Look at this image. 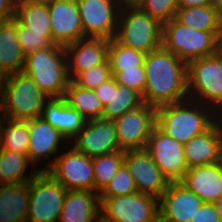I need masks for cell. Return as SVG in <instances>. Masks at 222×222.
Masks as SVG:
<instances>
[{"label": "cell", "mask_w": 222, "mask_h": 222, "mask_svg": "<svg viewBox=\"0 0 222 222\" xmlns=\"http://www.w3.org/2000/svg\"><path fill=\"white\" fill-rule=\"evenodd\" d=\"M30 162L28 155H20L14 151L0 149V183L19 184L30 182L39 172L31 173L25 177L24 172Z\"/></svg>", "instance_id": "30"}, {"label": "cell", "mask_w": 222, "mask_h": 222, "mask_svg": "<svg viewBox=\"0 0 222 222\" xmlns=\"http://www.w3.org/2000/svg\"><path fill=\"white\" fill-rule=\"evenodd\" d=\"M30 182L0 184V222H26Z\"/></svg>", "instance_id": "26"}, {"label": "cell", "mask_w": 222, "mask_h": 222, "mask_svg": "<svg viewBox=\"0 0 222 222\" xmlns=\"http://www.w3.org/2000/svg\"><path fill=\"white\" fill-rule=\"evenodd\" d=\"M15 18V7L8 0H0V22Z\"/></svg>", "instance_id": "40"}, {"label": "cell", "mask_w": 222, "mask_h": 222, "mask_svg": "<svg viewBox=\"0 0 222 222\" xmlns=\"http://www.w3.org/2000/svg\"><path fill=\"white\" fill-rule=\"evenodd\" d=\"M221 127V128H220ZM222 126L214 123L205 132L183 144L188 168L220 162Z\"/></svg>", "instance_id": "20"}, {"label": "cell", "mask_w": 222, "mask_h": 222, "mask_svg": "<svg viewBox=\"0 0 222 222\" xmlns=\"http://www.w3.org/2000/svg\"><path fill=\"white\" fill-rule=\"evenodd\" d=\"M25 55L17 34V20L0 22V70L6 75L22 72Z\"/></svg>", "instance_id": "25"}, {"label": "cell", "mask_w": 222, "mask_h": 222, "mask_svg": "<svg viewBox=\"0 0 222 222\" xmlns=\"http://www.w3.org/2000/svg\"><path fill=\"white\" fill-rule=\"evenodd\" d=\"M8 126L0 125V149L28 155L29 120L5 119Z\"/></svg>", "instance_id": "31"}, {"label": "cell", "mask_w": 222, "mask_h": 222, "mask_svg": "<svg viewBox=\"0 0 222 222\" xmlns=\"http://www.w3.org/2000/svg\"><path fill=\"white\" fill-rule=\"evenodd\" d=\"M0 96H1V98H0V100H1V104H0V110H3V112H4V98H3V95H2V91L0 90ZM1 115V114H0ZM1 117H3L4 118V120L6 119V115L4 114V115H2V116H0V125L2 124V118Z\"/></svg>", "instance_id": "44"}, {"label": "cell", "mask_w": 222, "mask_h": 222, "mask_svg": "<svg viewBox=\"0 0 222 222\" xmlns=\"http://www.w3.org/2000/svg\"><path fill=\"white\" fill-rule=\"evenodd\" d=\"M203 203L180 181L170 182L159 198V220L162 222H190Z\"/></svg>", "instance_id": "14"}, {"label": "cell", "mask_w": 222, "mask_h": 222, "mask_svg": "<svg viewBox=\"0 0 222 222\" xmlns=\"http://www.w3.org/2000/svg\"><path fill=\"white\" fill-rule=\"evenodd\" d=\"M6 119L28 121L41 117L46 98L23 71L6 76L2 87Z\"/></svg>", "instance_id": "4"}, {"label": "cell", "mask_w": 222, "mask_h": 222, "mask_svg": "<svg viewBox=\"0 0 222 222\" xmlns=\"http://www.w3.org/2000/svg\"><path fill=\"white\" fill-rule=\"evenodd\" d=\"M119 148L122 151L146 149L156 124V108L143 103L113 120Z\"/></svg>", "instance_id": "9"}, {"label": "cell", "mask_w": 222, "mask_h": 222, "mask_svg": "<svg viewBox=\"0 0 222 222\" xmlns=\"http://www.w3.org/2000/svg\"><path fill=\"white\" fill-rule=\"evenodd\" d=\"M190 222H221L215 203H203Z\"/></svg>", "instance_id": "39"}, {"label": "cell", "mask_w": 222, "mask_h": 222, "mask_svg": "<svg viewBox=\"0 0 222 222\" xmlns=\"http://www.w3.org/2000/svg\"><path fill=\"white\" fill-rule=\"evenodd\" d=\"M220 163H221V165H222V141H221Z\"/></svg>", "instance_id": "50"}, {"label": "cell", "mask_w": 222, "mask_h": 222, "mask_svg": "<svg viewBox=\"0 0 222 222\" xmlns=\"http://www.w3.org/2000/svg\"><path fill=\"white\" fill-rule=\"evenodd\" d=\"M18 41L23 54L26 56L31 52L50 47L53 43L43 33H33L27 27L17 21Z\"/></svg>", "instance_id": "38"}, {"label": "cell", "mask_w": 222, "mask_h": 222, "mask_svg": "<svg viewBox=\"0 0 222 222\" xmlns=\"http://www.w3.org/2000/svg\"><path fill=\"white\" fill-rule=\"evenodd\" d=\"M131 10L117 28L115 39L122 45L149 53L162 47V24L143 12L135 4H126Z\"/></svg>", "instance_id": "6"}, {"label": "cell", "mask_w": 222, "mask_h": 222, "mask_svg": "<svg viewBox=\"0 0 222 222\" xmlns=\"http://www.w3.org/2000/svg\"><path fill=\"white\" fill-rule=\"evenodd\" d=\"M138 0H121L123 4H135Z\"/></svg>", "instance_id": "48"}, {"label": "cell", "mask_w": 222, "mask_h": 222, "mask_svg": "<svg viewBox=\"0 0 222 222\" xmlns=\"http://www.w3.org/2000/svg\"><path fill=\"white\" fill-rule=\"evenodd\" d=\"M124 164L139 193L159 199L170 183L146 149L124 151Z\"/></svg>", "instance_id": "13"}, {"label": "cell", "mask_w": 222, "mask_h": 222, "mask_svg": "<svg viewBox=\"0 0 222 222\" xmlns=\"http://www.w3.org/2000/svg\"><path fill=\"white\" fill-rule=\"evenodd\" d=\"M117 0H76L84 36L92 38H115L117 17L114 7ZM115 2V3H114Z\"/></svg>", "instance_id": "15"}, {"label": "cell", "mask_w": 222, "mask_h": 222, "mask_svg": "<svg viewBox=\"0 0 222 222\" xmlns=\"http://www.w3.org/2000/svg\"><path fill=\"white\" fill-rule=\"evenodd\" d=\"M94 91L104 107V119L114 120L143 104L142 96L138 92L117 84L113 76Z\"/></svg>", "instance_id": "18"}, {"label": "cell", "mask_w": 222, "mask_h": 222, "mask_svg": "<svg viewBox=\"0 0 222 222\" xmlns=\"http://www.w3.org/2000/svg\"><path fill=\"white\" fill-rule=\"evenodd\" d=\"M137 192L134 179L128 168L123 165L117 170V173L100 192L99 197H116L122 195H131Z\"/></svg>", "instance_id": "34"}, {"label": "cell", "mask_w": 222, "mask_h": 222, "mask_svg": "<svg viewBox=\"0 0 222 222\" xmlns=\"http://www.w3.org/2000/svg\"><path fill=\"white\" fill-rule=\"evenodd\" d=\"M15 19L33 33H43L52 42L48 4L26 0L15 8Z\"/></svg>", "instance_id": "28"}, {"label": "cell", "mask_w": 222, "mask_h": 222, "mask_svg": "<svg viewBox=\"0 0 222 222\" xmlns=\"http://www.w3.org/2000/svg\"><path fill=\"white\" fill-rule=\"evenodd\" d=\"M188 92L193 88L203 100L222 107V50L187 63Z\"/></svg>", "instance_id": "11"}, {"label": "cell", "mask_w": 222, "mask_h": 222, "mask_svg": "<svg viewBox=\"0 0 222 222\" xmlns=\"http://www.w3.org/2000/svg\"><path fill=\"white\" fill-rule=\"evenodd\" d=\"M66 139L55 127H52L42 117L29 120L28 158L36 163L39 159L49 158L58 150L59 140Z\"/></svg>", "instance_id": "24"}, {"label": "cell", "mask_w": 222, "mask_h": 222, "mask_svg": "<svg viewBox=\"0 0 222 222\" xmlns=\"http://www.w3.org/2000/svg\"><path fill=\"white\" fill-rule=\"evenodd\" d=\"M64 99L71 108L78 111L87 121L102 118L104 107L94 90L79 87L70 80Z\"/></svg>", "instance_id": "29"}, {"label": "cell", "mask_w": 222, "mask_h": 222, "mask_svg": "<svg viewBox=\"0 0 222 222\" xmlns=\"http://www.w3.org/2000/svg\"><path fill=\"white\" fill-rule=\"evenodd\" d=\"M95 222H109V221L105 220V219L100 215V217H99Z\"/></svg>", "instance_id": "49"}, {"label": "cell", "mask_w": 222, "mask_h": 222, "mask_svg": "<svg viewBox=\"0 0 222 222\" xmlns=\"http://www.w3.org/2000/svg\"><path fill=\"white\" fill-rule=\"evenodd\" d=\"M212 5L216 8L219 15L222 17V0H213Z\"/></svg>", "instance_id": "42"}, {"label": "cell", "mask_w": 222, "mask_h": 222, "mask_svg": "<svg viewBox=\"0 0 222 222\" xmlns=\"http://www.w3.org/2000/svg\"><path fill=\"white\" fill-rule=\"evenodd\" d=\"M67 57L69 58L64 46L53 44L27 54L23 72L49 98H64L70 79L68 63L62 58Z\"/></svg>", "instance_id": "2"}, {"label": "cell", "mask_w": 222, "mask_h": 222, "mask_svg": "<svg viewBox=\"0 0 222 222\" xmlns=\"http://www.w3.org/2000/svg\"><path fill=\"white\" fill-rule=\"evenodd\" d=\"M178 8L203 7L213 4V0H177Z\"/></svg>", "instance_id": "41"}, {"label": "cell", "mask_w": 222, "mask_h": 222, "mask_svg": "<svg viewBox=\"0 0 222 222\" xmlns=\"http://www.w3.org/2000/svg\"><path fill=\"white\" fill-rule=\"evenodd\" d=\"M15 8L26 0H8Z\"/></svg>", "instance_id": "46"}, {"label": "cell", "mask_w": 222, "mask_h": 222, "mask_svg": "<svg viewBox=\"0 0 222 222\" xmlns=\"http://www.w3.org/2000/svg\"><path fill=\"white\" fill-rule=\"evenodd\" d=\"M124 163V151L119 150L92 157L94 190L101 192Z\"/></svg>", "instance_id": "32"}, {"label": "cell", "mask_w": 222, "mask_h": 222, "mask_svg": "<svg viewBox=\"0 0 222 222\" xmlns=\"http://www.w3.org/2000/svg\"><path fill=\"white\" fill-rule=\"evenodd\" d=\"M77 136L74 147L91 158L120 150L113 120L98 118L86 121Z\"/></svg>", "instance_id": "17"}, {"label": "cell", "mask_w": 222, "mask_h": 222, "mask_svg": "<svg viewBox=\"0 0 222 222\" xmlns=\"http://www.w3.org/2000/svg\"><path fill=\"white\" fill-rule=\"evenodd\" d=\"M86 39H80L65 46L66 54H73V59H71L73 62L67 64L70 80L95 65L110 64L108 60L109 39L92 37Z\"/></svg>", "instance_id": "19"}, {"label": "cell", "mask_w": 222, "mask_h": 222, "mask_svg": "<svg viewBox=\"0 0 222 222\" xmlns=\"http://www.w3.org/2000/svg\"><path fill=\"white\" fill-rule=\"evenodd\" d=\"M174 19L194 29L222 33L221 16L212 4L203 7L178 8Z\"/></svg>", "instance_id": "27"}, {"label": "cell", "mask_w": 222, "mask_h": 222, "mask_svg": "<svg viewBox=\"0 0 222 222\" xmlns=\"http://www.w3.org/2000/svg\"><path fill=\"white\" fill-rule=\"evenodd\" d=\"M68 190L47 171H39L30 181L26 222H56Z\"/></svg>", "instance_id": "7"}, {"label": "cell", "mask_w": 222, "mask_h": 222, "mask_svg": "<svg viewBox=\"0 0 222 222\" xmlns=\"http://www.w3.org/2000/svg\"><path fill=\"white\" fill-rule=\"evenodd\" d=\"M146 150L169 182L183 179L188 167L182 143L167 136L155 125L148 138Z\"/></svg>", "instance_id": "12"}, {"label": "cell", "mask_w": 222, "mask_h": 222, "mask_svg": "<svg viewBox=\"0 0 222 222\" xmlns=\"http://www.w3.org/2000/svg\"><path fill=\"white\" fill-rule=\"evenodd\" d=\"M215 206L222 222V197L215 202Z\"/></svg>", "instance_id": "43"}, {"label": "cell", "mask_w": 222, "mask_h": 222, "mask_svg": "<svg viewBox=\"0 0 222 222\" xmlns=\"http://www.w3.org/2000/svg\"><path fill=\"white\" fill-rule=\"evenodd\" d=\"M99 194L89 190H68L59 222H95L100 211Z\"/></svg>", "instance_id": "22"}, {"label": "cell", "mask_w": 222, "mask_h": 222, "mask_svg": "<svg viewBox=\"0 0 222 222\" xmlns=\"http://www.w3.org/2000/svg\"><path fill=\"white\" fill-rule=\"evenodd\" d=\"M111 76L110 64H98L79 73L72 81L79 87L95 90Z\"/></svg>", "instance_id": "36"}, {"label": "cell", "mask_w": 222, "mask_h": 222, "mask_svg": "<svg viewBox=\"0 0 222 222\" xmlns=\"http://www.w3.org/2000/svg\"><path fill=\"white\" fill-rule=\"evenodd\" d=\"M143 103L155 108L183 102L188 92L187 63L160 47L146 54ZM188 93V94H187ZM182 100V101H181Z\"/></svg>", "instance_id": "1"}, {"label": "cell", "mask_w": 222, "mask_h": 222, "mask_svg": "<svg viewBox=\"0 0 222 222\" xmlns=\"http://www.w3.org/2000/svg\"><path fill=\"white\" fill-rule=\"evenodd\" d=\"M48 11L53 44L65 47L85 38L76 0H55Z\"/></svg>", "instance_id": "16"}, {"label": "cell", "mask_w": 222, "mask_h": 222, "mask_svg": "<svg viewBox=\"0 0 222 222\" xmlns=\"http://www.w3.org/2000/svg\"><path fill=\"white\" fill-rule=\"evenodd\" d=\"M181 104L178 102L157 107L155 125L167 136L184 144L208 130L215 122L209 118L210 115L196 107Z\"/></svg>", "instance_id": "5"}, {"label": "cell", "mask_w": 222, "mask_h": 222, "mask_svg": "<svg viewBox=\"0 0 222 222\" xmlns=\"http://www.w3.org/2000/svg\"><path fill=\"white\" fill-rule=\"evenodd\" d=\"M111 75L117 84L132 89L143 96L146 85V70L144 66L124 69L123 71H111Z\"/></svg>", "instance_id": "37"}, {"label": "cell", "mask_w": 222, "mask_h": 222, "mask_svg": "<svg viewBox=\"0 0 222 222\" xmlns=\"http://www.w3.org/2000/svg\"><path fill=\"white\" fill-rule=\"evenodd\" d=\"M180 182L204 203H215L222 197V165L217 162L188 168Z\"/></svg>", "instance_id": "21"}, {"label": "cell", "mask_w": 222, "mask_h": 222, "mask_svg": "<svg viewBox=\"0 0 222 222\" xmlns=\"http://www.w3.org/2000/svg\"><path fill=\"white\" fill-rule=\"evenodd\" d=\"M145 57L146 53L124 46L115 38L109 40L108 60L111 71L144 66Z\"/></svg>", "instance_id": "33"}, {"label": "cell", "mask_w": 222, "mask_h": 222, "mask_svg": "<svg viewBox=\"0 0 222 222\" xmlns=\"http://www.w3.org/2000/svg\"><path fill=\"white\" fill-rule=\"evenodd\" d=\"M5 79H6V75L0 70V90H2Z\"/></svg>", "instance_id": "45"}, {"label": "cell", "mask_w": 222, "mask_h": 222, "mask_svg": "<svg viewBox=\"0 0 222 222\" xmlns=\"http://www.w3.org/2000/svg\"><path fill=\"white\" fill-rule=\"evenodd\" d=\"M41 117L55 127L66 140L75 139L87 121L78 111L71 108L64 98H50Z\"/></svg>", "instance_id": "23"}, {"label": "cell", "mask_w": 222, "mask_h": 222, "mask_svg": "<svg viewBox=\"0 0 222 222\" xmlns=\"http://www.w3.org/2000/svg\"><path fill=\"white\" fill-rule=\"evenodd\" d=\"M39 171H47L67 190L94 191L92 158L75 147L55 159L49 168Z\"/></svg>", "instance_id": "10"}, {"label": "cell", "mask_w": 222, "mask_h": 222, "mask_svg": "<svg viewBox=\"0 0 222 222\" xmlns=\"http://www.w3.org/2000/svg\"><path fill=\"white\" fill-rule=\"evenodd\" d=\"M35 3H42V4H50L52 2H54L55 0H29Z\"/></svg>", "instance_id": "47"}, {"label": "cell", "mask_w": 222, "mask_h": 222, "mask_svg": "<svg viewBox=\"0 0 222 222\" xmlns=\"http://www.w3.org/2000/svg\"><path fill=\"white\" fill-rule=\"evenodd\" d=\"M135 5L161 24L174 18L178 9L177 0H138Z\"/></svg>", "instance_id": "35"}, {"label": "cell", "mask_w": 222, "mask_h": 222, "mask_svg": "<svg viewBox=\"0 0 222 222\" xmlns=\"http://www.w3.org/2000/svg\"><path fill=\"white\" fill-rule=\"evenodd\" d=\"M99 198L101 216L109 222H156L159 219L156 197L136 192Z\"/></svg>", "instance_id": "8"}, {"label": "cell", "mask_w": 222, "mask_h": 222, "mask_svg": "<svg viewBox=\"0 0 222 222\" xmlns=\"http://www.w3.org/2000/svg\"><path fill=\"white\" fill-rule=\"evenodd\" d=\"M222 46V33L194 29L174 18L162 24V47L179 59L191 60L218 53Z\"/></svg>", "instance_id": "3"}]
</instances>
